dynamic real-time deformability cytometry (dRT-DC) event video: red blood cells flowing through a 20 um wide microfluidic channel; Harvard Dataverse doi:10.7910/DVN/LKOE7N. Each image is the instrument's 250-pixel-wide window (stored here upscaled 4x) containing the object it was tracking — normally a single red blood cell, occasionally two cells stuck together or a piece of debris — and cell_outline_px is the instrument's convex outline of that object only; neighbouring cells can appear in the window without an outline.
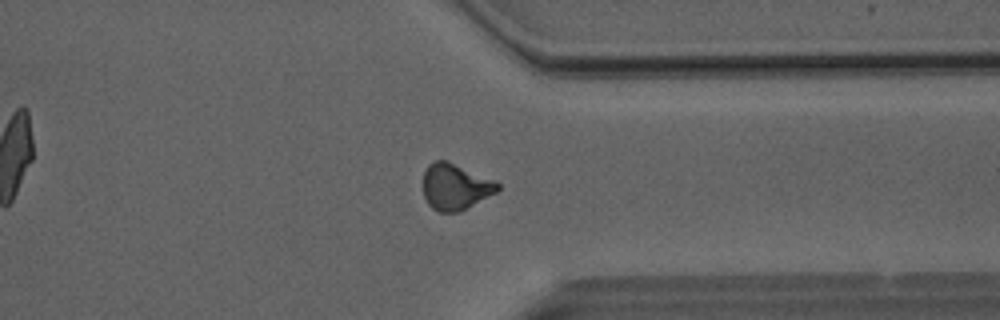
{"species": "Egyptian fruit bat (a non-hibernating species)", "species_latin": "Rousettus aegyptiacus", "temperature_condition": "room temperature", "stored_images_in_passage": 41, "camera_frame_rate_fps": 3000, "um_per_image_px": 0.085, "animal": {"sex": "male"}, "frame": {"image": 1, "passage_image": 30, "time_ms": 9.667, "image_size_px": [1000, 320], "cell_outline_px": [[500, 188], [496, 192], [460, 212], [440, 212], [432, 208], [428, 204], [424, 196], [424, 172], [428, 164], [436, 160], [448, 160], [492, 180], [500, 184]], "centroid_in_image_um": [38.68, 15.87], "position_along_channel_um": 372.7, "area_um2": 19.88}}
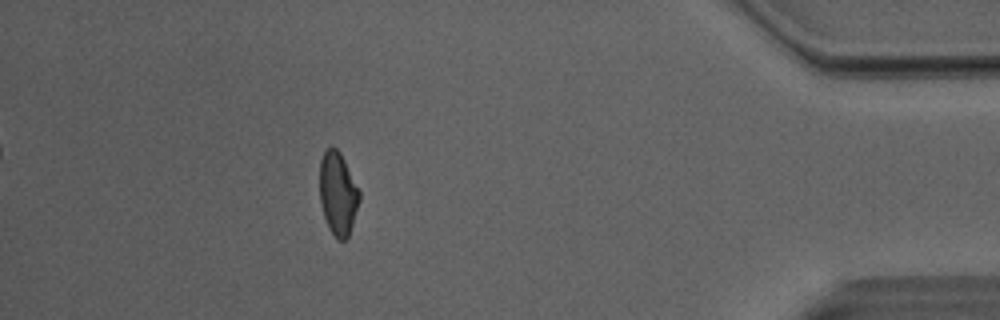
{"frame": {"image": 2, "passage_image": 36, "time_ms": 11.667, "image_size_px": [1000, 320], "cell_outline_px": [[360, 200], [348, 236], [344, 240], [336, 240], [328, 228], [320, 204], [320, 160], [324, 152], [328, 148], [336, 148], [340, 152], [360, 192]], "centroid_in_image_um": [28.71, 16.48], "position_along_channel_um": 406.5, "area_um2": 19.07}, "authors_computed_cell_mechanics": {"area_um2": 19.9988, "velocity_mm_per_s": 4.0581, "shape_relaxation_time_tau1_ms": null, "shape_relaxation_time_tau2_ms": 2.1549, "deformation_change_tau1": null, "deformation_change_tau2": 0.0859}}